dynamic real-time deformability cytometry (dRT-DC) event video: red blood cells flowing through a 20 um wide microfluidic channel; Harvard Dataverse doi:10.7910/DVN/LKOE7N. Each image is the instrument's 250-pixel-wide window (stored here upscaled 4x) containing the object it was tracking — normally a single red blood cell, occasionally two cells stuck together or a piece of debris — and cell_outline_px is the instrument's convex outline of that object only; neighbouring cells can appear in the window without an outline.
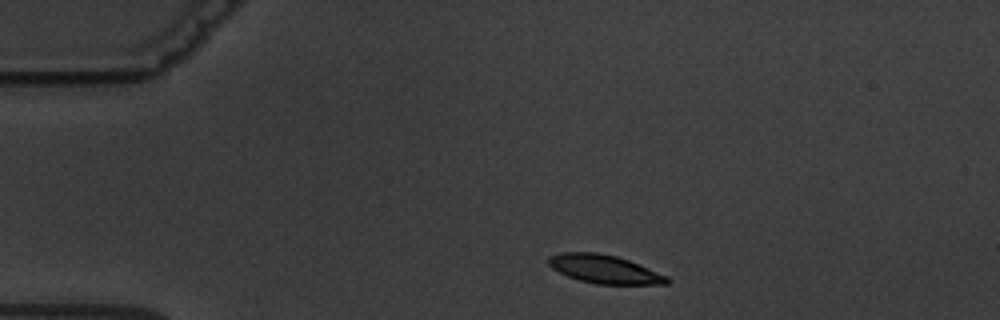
{"species": "common noctule bat (a hibernating species)", "species_latin": "Nyctalus noctula", "temperature_condition": "warm", "stored_images_in_passage": 3, "camera_frame_rate_fps": 3000, "um_per_image_px": 0.085, "animal": {"sex": "male", "body_mass_g": 19.5, "forearm_length_mm": 54.6}, "frame": {"image": 1, "passage_image": 1, "time_ms": 0.0, "image_size_px": [1000, 320], "cell_outline_px": [[672, 280], [668, 284], [596, 284], [580, 280], [568, 276], [552, 268], [548, 264], [548, 256], [560, 252], [596, 252], [616, 256], [628, 260], [668, 276]], "centroid_in_image_um": [51.38, 22.87], "position_along_channel_um": 33.6, "area_um2": 19.59}}
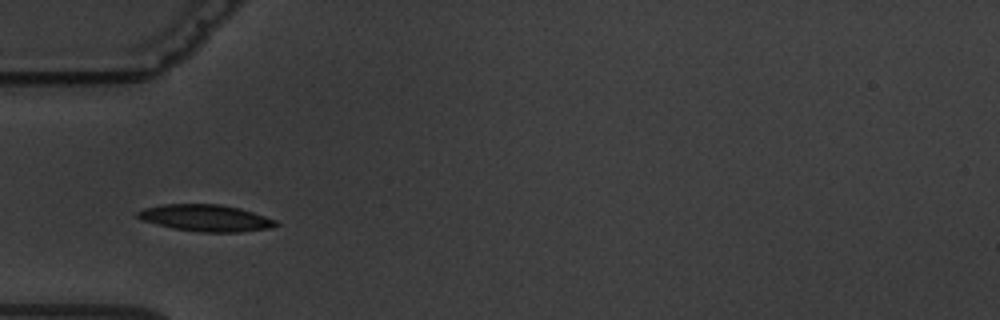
{"frame": {"image": 2, "passage_image": 3, "time_ms": 2.333, "image_size_px": [1000, 320], "cell_outline_px": [[280, 224], [272, 228], [240, 232], [200, 232], [172, 228], [140, 220], [136, 216], [136, 212], [144, 208], [164, 204], [220, 204], [240, 208], [276, 220]], "centroid_in_image_um": [17.48, 18.53], "position_along_channel_um": 67.5, "area_um2": 21.62}}